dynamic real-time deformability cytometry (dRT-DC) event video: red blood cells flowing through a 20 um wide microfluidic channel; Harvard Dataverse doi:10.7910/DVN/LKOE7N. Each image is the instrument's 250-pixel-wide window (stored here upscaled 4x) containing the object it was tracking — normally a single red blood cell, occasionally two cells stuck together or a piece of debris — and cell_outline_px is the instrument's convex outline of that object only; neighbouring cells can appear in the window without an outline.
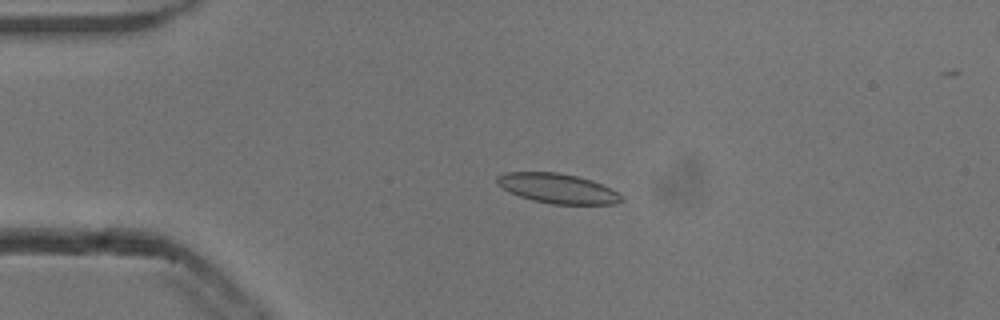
{"species": "common noctule bat (a hibernating species)", "species_latin": "Nyctalus noctula", "temperature_condition": "cold", "stored_images_in_passage": 55, "camera_frame_rate_fps": 3000, "um_per_image_px": 0.085, "animal": {"sex": "male", "body_mass_g": 13.3}, "frame": {"image": 1, "passage_image": 13, "time_ms": 4.0, "image_size_px": [1000, 320], "cell_outline_px": [[624, 200], [616, 204], [552, 204], [532, 200], [520, 196], [496, 184], [496, 176], [508, 172], [560, 172], [592, 180], [612, 188]], "centroid_in_image_um": [47.41, 16.01], "position_along_channel_um": 37.6, "area_um2": 21.5}}
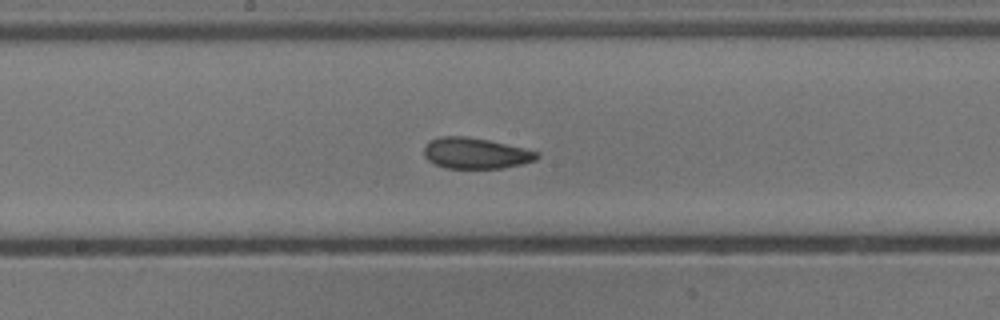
{"frame": {"image": 2, "passage_image": 29, "time_ms": 9.333, "image_size_px": [1000, 320], "cell_outline_px": [[540, 156], [536, 160], [520, 164], [500, 168], [444, 168], [432, 164], [424, 156], [424, 148], [428, 140], [440, 136], [464, 136], [488, 140], [524, 148], [540, 152]], "centroid_in_image_um": [40.39, 13.02], "position_along_channel_um": 207.8, "area_um2": 20.46}}
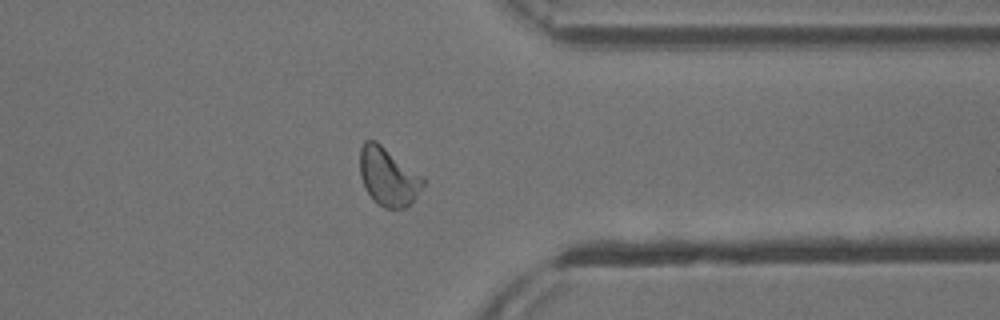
{"frame": {"image": 3, "passage_image": 43, "time_ms": 14.0, "image_size_px": [1000, 320], "cell_outline_px": [[424, 184], [416, 196], [404, 208], [384, 208], [368, 192], [360, 176], [360, 148], [364, 140], [376, 140], [424, 176]], "centroid_in_image_um": [33.0, 14.96], "position_along_channel_um": 378.4, "area_um2": 21.21}, "authors_computed_cell_mechanics": {"area_um2": 21.0392, "velocity_mm_per_s": 3.819, "shape_relaxation_time_tau1_ms": 3.8657, "shape_relaxation_time_tau2_ms": 2.5503, "deformation_change_tau1": 0.0992, "deformation_change_tau2": 0.0807}}